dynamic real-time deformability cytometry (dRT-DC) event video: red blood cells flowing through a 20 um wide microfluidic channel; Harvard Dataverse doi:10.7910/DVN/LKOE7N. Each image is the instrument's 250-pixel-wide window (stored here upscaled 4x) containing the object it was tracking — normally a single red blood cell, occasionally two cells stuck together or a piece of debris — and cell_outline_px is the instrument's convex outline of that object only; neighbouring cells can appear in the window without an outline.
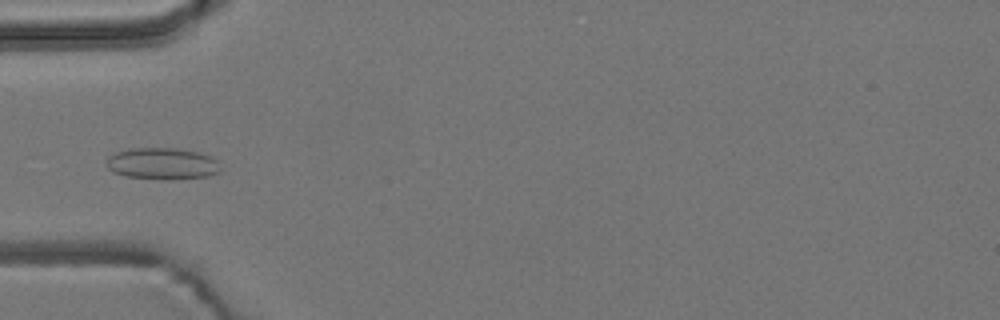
{"species": "common noctule bat (a hibernating species)", "species_latin": "Nyctalus noctula", "temperature_condition": "room temperature", "stored_images_in_passage": 6, "camera_frame_rate_fps": 3000, "um_per_image_px": 0.085, "animal": {"sex": "male", "body_mass_g": 19.2, "forearm_length_mm": 51.8}, "frame": {"image": 1, "passage_image": 6, "time_ms": 1.667, "image_size_px": [1000, 320], "cell_outline_px": [[220, 172], [208, 176], [172, 180], [124, 176], [112, 172], [108, 168], [104, 160], [108, 156], [116, 152], [132, 148], [176, 148], [200, 152], [212, 156], [216, 160], [220, 168]], "centroid_in_image_um": [13.78, 13.91], "position_along_channel_um": 71.2, "area_um2": 21.33}}